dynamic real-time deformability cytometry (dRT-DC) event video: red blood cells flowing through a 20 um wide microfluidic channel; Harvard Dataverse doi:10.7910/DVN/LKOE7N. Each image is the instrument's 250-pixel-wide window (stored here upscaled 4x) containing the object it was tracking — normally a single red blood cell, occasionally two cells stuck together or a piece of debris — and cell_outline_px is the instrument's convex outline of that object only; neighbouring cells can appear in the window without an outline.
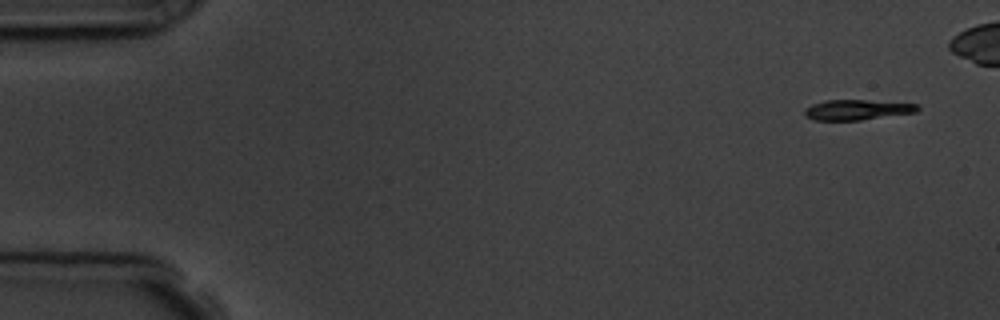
{"species": "common noctule bat (a hibernating species)", "species_latin": "Nyctalus noctula", "temperature_condition": "room temperature", "stored_images_in_passage": 5, "camera_frame_rate_fps": 3000, "um_per_image_px": 0.085, "animal": {"sex": "male", "body_mass_g": 19.5, "forearm_length_mm": 54.6}, "frame": {"image": 1, "passage_image": 1, "time_ms": 0.0, "image_size_px": [1000, 320], "cell_outline_px": [[920, 108], [916, 112], [860, 120], [816, 120], [804, 116], [804, 108], [812, 104], [824, 100], [864, 100], [916, 104]], "centroid_in_image_um": [72.79, 9.33], "position_along_channel_um": 12.2, "area_um2": 13.24}}